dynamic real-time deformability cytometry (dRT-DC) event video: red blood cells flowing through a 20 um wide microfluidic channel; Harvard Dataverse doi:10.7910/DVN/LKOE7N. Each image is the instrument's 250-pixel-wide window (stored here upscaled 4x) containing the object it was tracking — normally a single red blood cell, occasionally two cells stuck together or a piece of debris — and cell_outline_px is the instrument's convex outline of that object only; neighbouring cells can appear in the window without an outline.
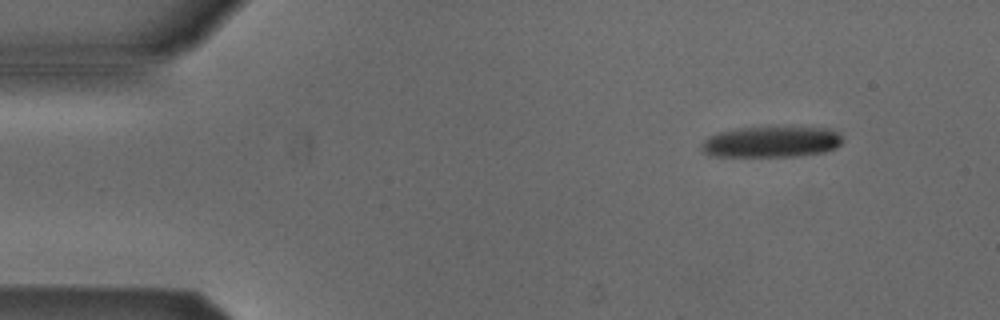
{"species": "Egyptian fruit bat (a non-hibernating species)", "species_latin": "Rousettus aegyptiacus", "temperature_condition": "cold", "stored_images_in_passage": 5, "camera_frame_rate_fps": 3000, "um_per_image_px": 0.085, "animal": {"sex": "male"}, "frame": {"image": 1, "passage_image": 1, "time_ms": 0.0, "image_size_px": [1000, 320], "cell_outline_px": [[840, 144], [836, 148], [824, 152], [796, 156], [708, 156], [700, 148], [700, 144], [708, 136], [720, 132], [736, 128], [832, 128], [840, 132]], "centroid_in_image_um": [65.53, 12.07], "position_along_channel_um": 19.5, "area_um2": 25.32}}
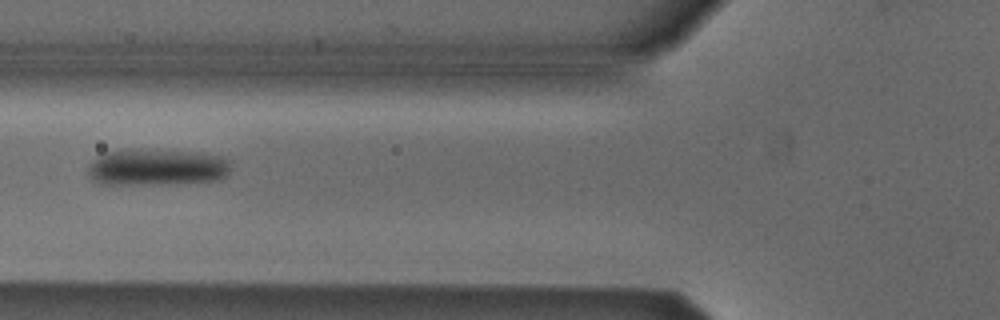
{"frame": {"image": 2, "passage_image": 5, "time_ms": 4.667, "image_size_px": [1000, 320], "cell_outline_px": [[228, 176], [220, 180], [168, 184], [104, 184], [92, 180], [88, 172], [88, 168], [100, 156], [108, 152], [136, 148], [200, 152], [220, 156], [228, 160]], "centroid_in_image_um": [13.38, 14.21], "position_along_channel_um": 112.4, "area_um2": 30.58}}